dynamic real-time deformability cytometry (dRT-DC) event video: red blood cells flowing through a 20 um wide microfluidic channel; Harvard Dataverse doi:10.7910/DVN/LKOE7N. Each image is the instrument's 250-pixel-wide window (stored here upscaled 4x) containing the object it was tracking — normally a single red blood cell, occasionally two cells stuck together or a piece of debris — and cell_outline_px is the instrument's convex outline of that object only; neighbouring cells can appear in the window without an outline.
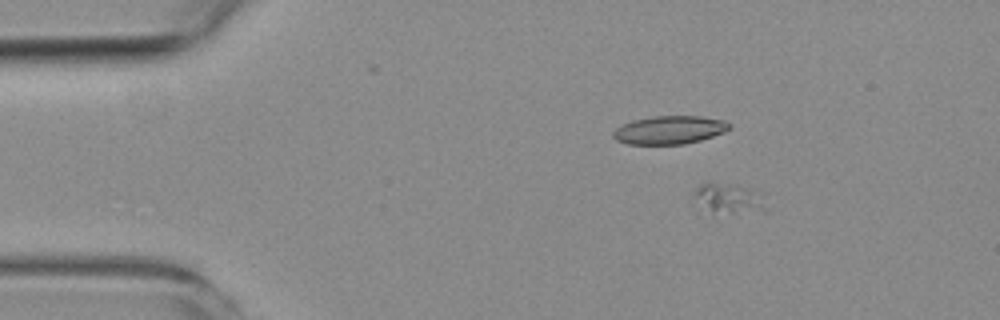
{"species": "common noctule bat (a hibernating species)", "species_latin": "Nyctalus noctula", "temperature_condition": "room temperature", "stored_images_in_passage": 6, "camera_frame_rate_fps": 3000, "um_per_image_px": 0.085, "animal": {"sex": "female", "body_mass_g": 19.3, "forearm_length_mm": 54.1}, "frame": {"image": 1, "passage_image": 3, "time_ms": 2.333, "image_size_px": [1000, 320], "cell_outline_px": [[768, 212], [712, 216], [692, 196], [696, 188], [700, 184], [708, 180], [712, 180], [732, 184], [764, 196]], "centroid_in_image_um": [61.91, 16.93], "position_along_channel_um": 23.1, "area_um2": 13.58}}